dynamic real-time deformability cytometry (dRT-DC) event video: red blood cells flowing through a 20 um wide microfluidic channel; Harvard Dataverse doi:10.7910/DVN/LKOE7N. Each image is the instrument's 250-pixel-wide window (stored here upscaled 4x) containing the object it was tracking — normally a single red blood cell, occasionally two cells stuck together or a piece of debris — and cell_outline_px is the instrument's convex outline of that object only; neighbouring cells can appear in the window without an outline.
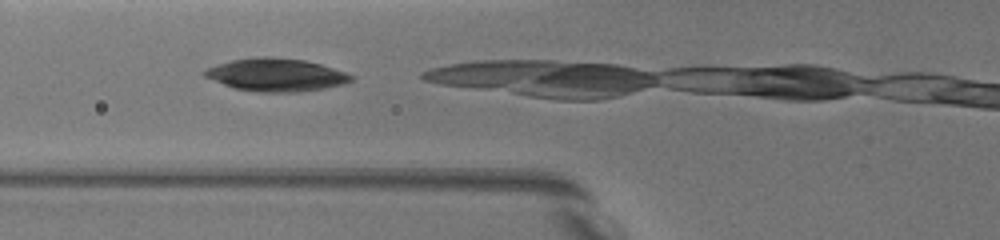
{"species": "common noctule bat (a hibernating species)", "species_latin": "Nyctalus noctula", "temperature_condition": "warm", "stored_images_in_passage": 7, "camera_frame_rate_fps": 3000, "um_per_image_px": 0.085, "animal": {"sex": "female", "body_mass_g": 19.5, "forearm_length_mm": 54.1}, "frame": {"image": 1, "passage_image": 3, "time_ms": 1.667, "image_size_px": [1000, 240], "cell_outline_px": [[352, 80], [344, 84], [324, 88], [300, 92], [260, 92], [236, 88], [224, 84], [204, 76], [204, 72], [208, 68], [232, 60], [256, 56], [272, 56], [304, 60], [320, 64], [344, 72], [352, 76]], "centroid_in_image_um": [23.49, 6.35], "position_along_channel_um": 102.3, "area_um2": 27.69}}